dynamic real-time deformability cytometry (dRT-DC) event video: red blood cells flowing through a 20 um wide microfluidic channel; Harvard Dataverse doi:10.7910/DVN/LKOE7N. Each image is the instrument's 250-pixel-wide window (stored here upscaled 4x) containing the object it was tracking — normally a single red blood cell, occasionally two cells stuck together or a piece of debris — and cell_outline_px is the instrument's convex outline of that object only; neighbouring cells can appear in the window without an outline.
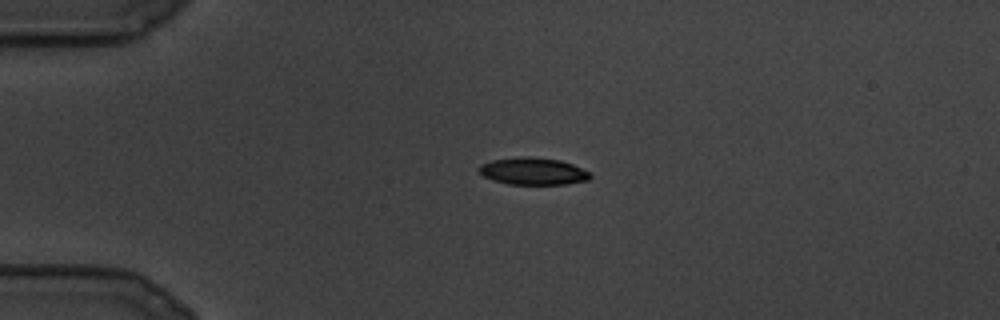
{"species": "common noctule bat (a hibernating species)", "species_latin": "Nyctalus noctula", "temperature_condition": "cold", "stored_images_in_passage": 81, "camera_frame_rate_fps": 3000, "um_per_image_px": 0.085, "animal": {"sex": "male", "body_mass_g": 19.5, "forearm_length_mm": 54.6}, "frame": {"image": 1, "passage_image": 1, "time_ms": 0.0, "image_size_px": [1000, 320], "cell_outline_px": [[592, 176], [588, 180], [564, 184], [508, 184], [492, 180], [484, 176], [480, 172], [480, 164], [492, 160], [524, 156], [528, 156], [560, 160], [572, 164], [588, 172]], "centroid_in_image_um": [45.3, 14.55], "position_along_channel_um": 39.7, "area_um2": 17.4}}
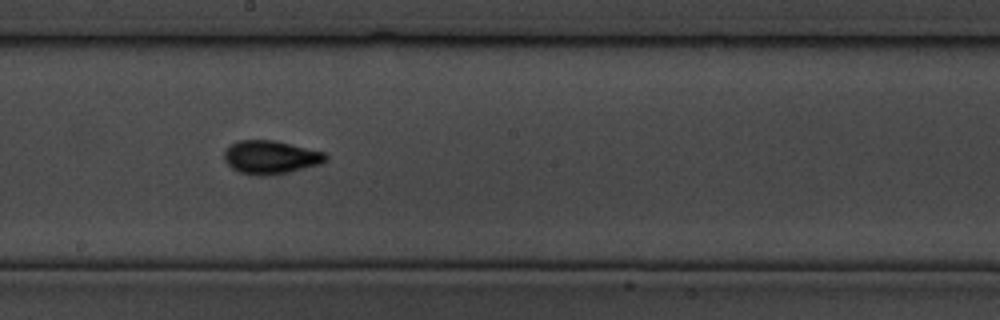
{"frame": {"image": 2, "passage_image": 35, "time_ms": 11.333, "image_size_px": [1000, 320], "cell_outline_px": [[328, 160], [320, 164], [288, 172], [264, 176], [256, 176], [240, 172], [232, 168], [224, 160], [224, 152], [232, 144], [240, 140], [276, 140], [324, 152], [328, 156]], "centroid_in_image_um": [23.02, 13.36], "position_along_channel_um": 225.2, "area_um2": 19.71}}
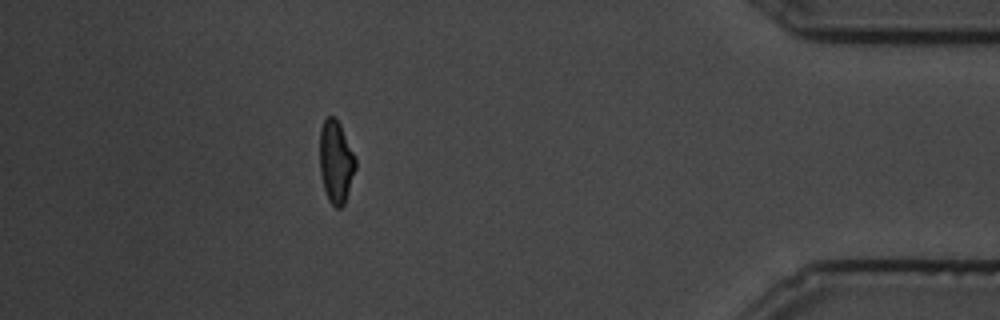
{"frame": {"image": 3, "passage_image": 70, "time_ms": 23.0, "image_size_px": [1000, 320], "cell_outline_px": [[356, 168], [344, 204], [340, 208], [336, 208], [328, 200], [324, 188], [320, 172], [320, 128], [324, 120], [328, 116], [336, 116], [340, 124], [356, 160]], "centroid_in_image_um": [28.54, 13.74], "position_along_channel_um": 406.7, "area_um2": 17.11}}